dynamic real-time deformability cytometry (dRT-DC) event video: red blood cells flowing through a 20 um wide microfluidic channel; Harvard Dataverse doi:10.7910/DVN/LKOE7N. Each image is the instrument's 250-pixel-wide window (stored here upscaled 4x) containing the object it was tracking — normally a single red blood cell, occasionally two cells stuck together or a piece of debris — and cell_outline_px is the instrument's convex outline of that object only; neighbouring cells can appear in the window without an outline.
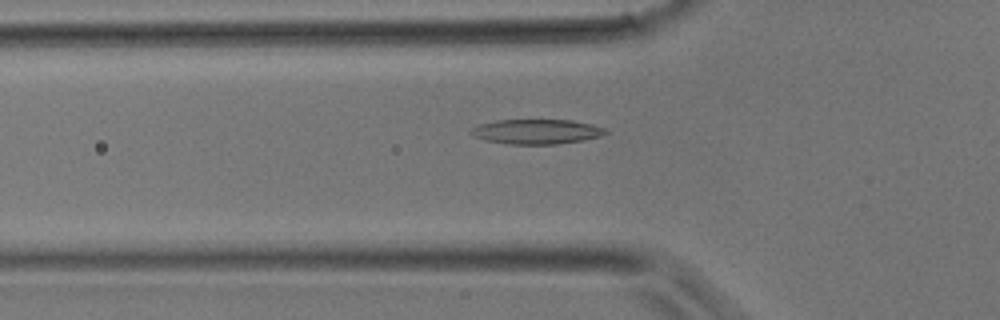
{"species": "common noctule bat (a hibernating species)", "species_latin": "Nyctalus noctula", "temperature_condition": "room temperature", "stored_images_in_passage": 40, "camera_frame_rate_fps": 3000, "um_per_image_px": 0.085, "animal": {"sex": "male", "body_mass_g": 17.9}, "frame": {"image": 1, "passage_image": 13, "time_ms": 4.0, "image_size_px": [1000, 320], "cell_outline_px": [[608, 132], [600, 136], [584, 140], [556, 144], [508, 144], [488, 140], [472, 136], [468, 132], [472, 128], [480, 124], [496, 120], [572, 120], [592, 124], [604, 128]], "centroid_in_image_um": [45.6, 11.18], "position_along_channel_um": 80.2, "area_um2": 19.36}}
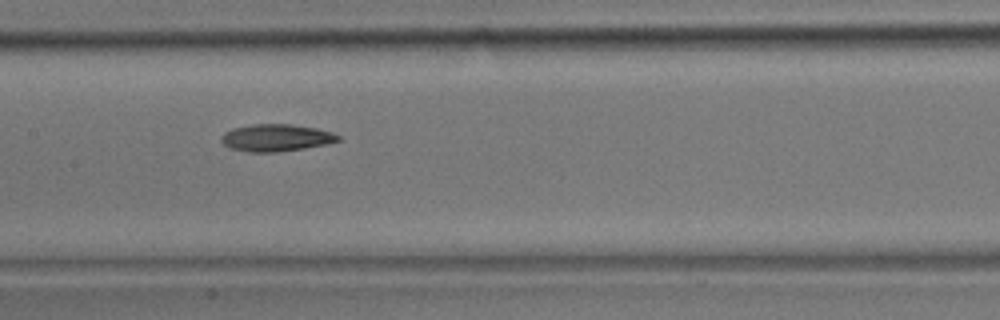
{"frame": {"image": 2, "passage_image": 19, "time_ms": 6.0, "image_size_px": [1000, 320], "cell_outline_px": [[340, 140], [328, 144], [304, 148], [276, 152], [248, 152], [228, 148], [220, 140], [220, 136], [224, 132], [232, 128], [256, 124], [292, 124], [316, 128], [332, 132], [340, 136]], "centroid_in_image_um": [23.45, 11.71], "position_along_channel_um": 184.0, "area_um2": 18.61}}
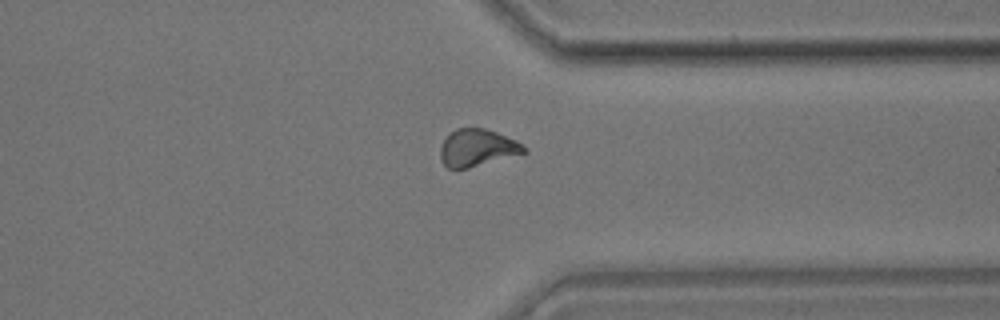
{"frame": {"image": 3, "passage_image": 30, "time_ms": 9.667, "image_size_px": [1000, 320], "cell_outline_px": [[528, 152], [468, 168], [448, 168], [444, 164], [440, 156], [440, 148], [444, 140], [456, 128], [484, 128], [496, 132], [516, 140]], "centroid_in_image_um": [40.56, 12.56], "position_along_channel_um": 370.8, "area_um2": 17.8}}